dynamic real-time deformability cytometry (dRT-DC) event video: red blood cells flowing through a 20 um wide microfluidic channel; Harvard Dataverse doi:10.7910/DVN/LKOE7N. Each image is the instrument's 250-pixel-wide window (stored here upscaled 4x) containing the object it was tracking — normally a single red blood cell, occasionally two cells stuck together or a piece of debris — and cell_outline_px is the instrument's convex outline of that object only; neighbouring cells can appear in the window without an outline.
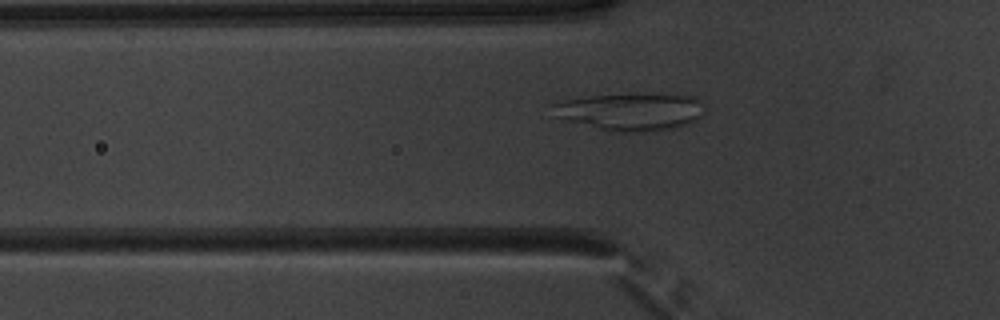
{"species": "common noctule bat (a hibernating species)", "species_latin": "Nyctalus noctula", "temperature_condition": "warm", "stored_images_in_passage": 37, "camera_frame_rate_fps": 3000, "um_per_image_px": 0.085, "animal": {"sex": "male", "body_mass_g": 20.1, "forearm_length_mm": 53.5}, "frame": {"image": 1, "passage_image": 3, "time_ms": 0.667, "image_size_px": [1000, 320], "cell_outline_px": [[700, 116], [696, 120], [688, 124], [672, 128], [636, 132], [632, 132], [600, 128], [568, 120], [556, 116], [552, 104], [568, 100], [592, 96], [696, 96], [700, 100]], "centroid_in_image_um": [53.62, 9.51], "position_along_channel_um": 72.2, "area_um2": 31.04}}
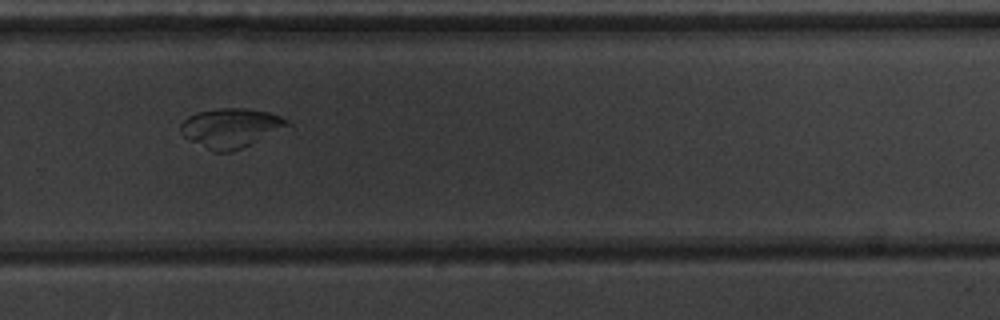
{"frame": {"image": 2, "passage_image": 21, "time_ms": 6.667, "image_size_px": [1000, 320], "cell_outline_px": [[288, 124], [232, 152], [212, 152], [188, 140], [180, 132], [180, 124], [188, 116], [200, 112], [220, 108], [244, 108], [268, 112], [280, 116], [288, 120]], "centroid_in_image_um": [19.5, 10.87], "position_along_channel_um": 310.3, "area_um2": 23.76}}
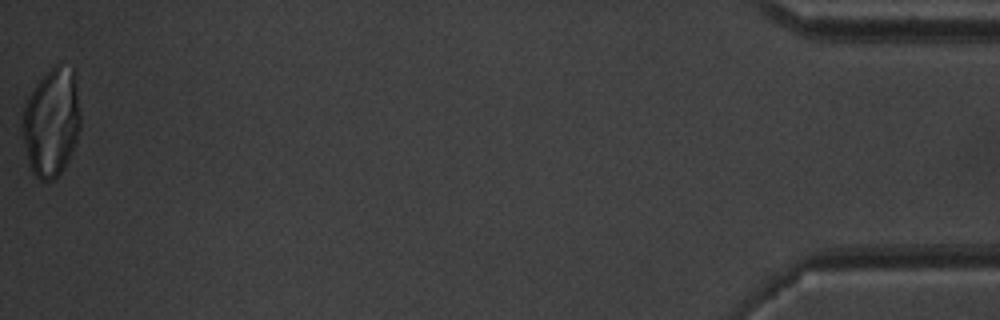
{"frame": {"image": 3, "passage_image": 37, "time_ms": 12.0, "image_size_px": [1000, 320], "cell_outline_px": [[80, 128], [76, 140], [64, 168], [52, 180], [40, 180], [32, 172], [28, 164], [20, 124], [24, 108], [36, 84], [60, 60], [76, 68], [80, 112]], "centroid_in_image_um": [4.4, 10.33], "position_along_channel_um": 430.8, "area_um2": 37.11}}